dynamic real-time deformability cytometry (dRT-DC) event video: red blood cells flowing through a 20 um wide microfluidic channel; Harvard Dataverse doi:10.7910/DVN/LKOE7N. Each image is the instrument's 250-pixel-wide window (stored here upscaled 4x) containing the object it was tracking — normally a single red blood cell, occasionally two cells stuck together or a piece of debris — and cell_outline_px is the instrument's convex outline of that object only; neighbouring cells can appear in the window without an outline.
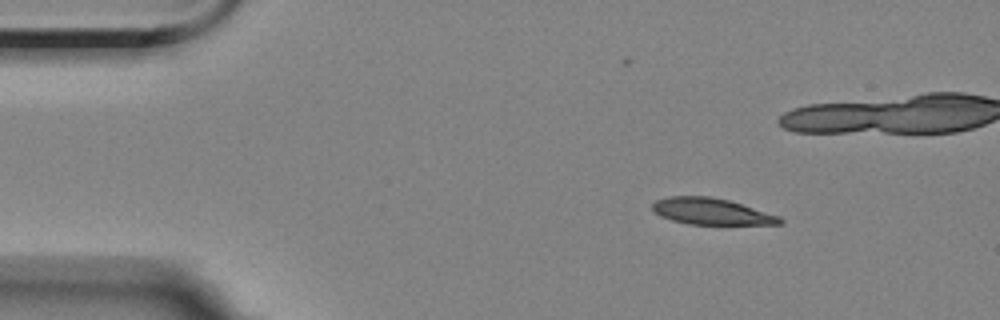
{"species": "Egyptian fruit bat (a non-hibernating species)", "species_latin": "Rousettus aegyptiacus", "temperature_condition": "room temperature", "stored_images_in_passage": 5, "camera_frame_rate_fps": 3000, "um_per_image_px": 0.085, "animal": {"sex": "female"}, "frame": {"image": 1, "passage_image": 1, "time_ms": 0.0, "image_size_px": [1000, 320], "cell_outline_px": [[784, 224], [688, 224], [672, 220], [660, 216], [652, 208], [652, 204], [656, 200], [668, 196], [712, 196], [728, 200], [780, 216], [784, 220]], "centroid_in_image_um": [60.47, 17.97], "position_along_channel_um": 24.5, "area_um2": 19.54}}
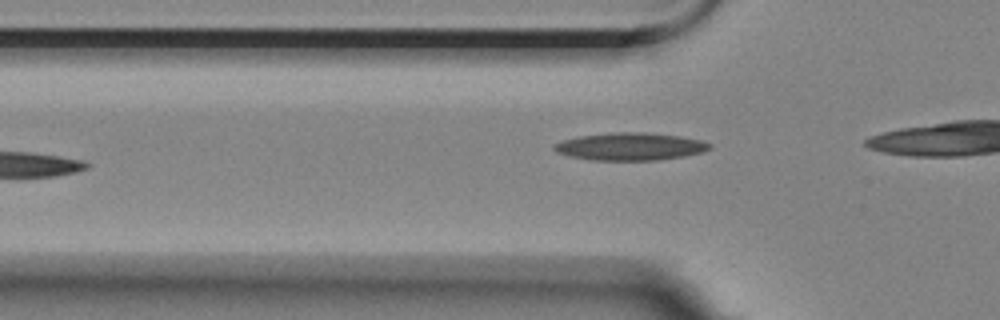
{"frame": {"image": 2, "passage_image": 5, "time_ms": 4.667, "image_size_px": [1000, 320], "cell_outline_px": [[712, 148], [704, 152], [684, 156], [660, 160], [592, 160], [572, 156], [556, 152], [552, 148], [552, 144], [576, 136], [612, 132], [644, 132], [680, 136], [700, 140], [712, 144]], "centroid_in_image_um": [53.58, 12.45], "position_along_channel_um": 72.2, "area_um2": 25.14}}